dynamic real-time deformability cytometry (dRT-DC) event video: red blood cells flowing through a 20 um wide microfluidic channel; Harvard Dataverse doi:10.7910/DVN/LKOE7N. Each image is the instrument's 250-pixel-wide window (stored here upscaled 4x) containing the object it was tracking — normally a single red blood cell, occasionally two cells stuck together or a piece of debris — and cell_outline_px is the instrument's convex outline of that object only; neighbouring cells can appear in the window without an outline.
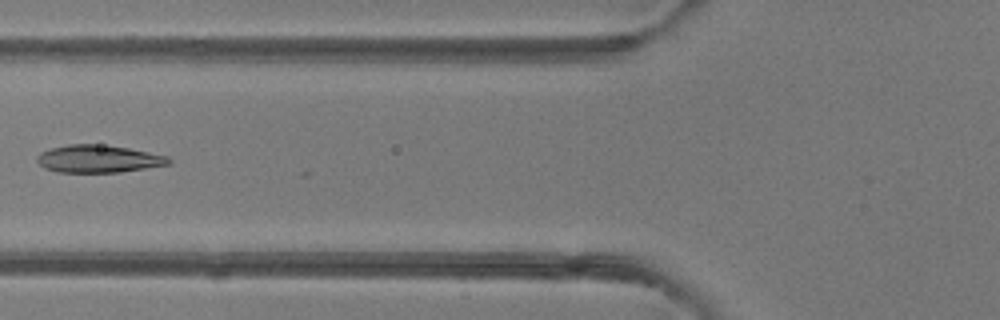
{"species": "common noctule bat (a hibernating species)", "species_latin": "Nyctalus noctula", "temperature_condition": "room temperature", "stored_images_in_passage": 5, "camera_frame_rate_fps": 3000, "um_per_image_px": 0.085, "animal": {"sex": "female"}, "frame": {"image": 1, "passage_image": 5, "time_ms": 5.333, "image_size_px": [1000, 320], "cell_outline_px": [[172, 164], [120, 172], [56, 172], [44, 168], [36, 160], [36, 156], [40, 152], [52, 148], [68, 144], [92, 144], [128, 148], [168, 156], [172, 160]], "centroid_in_image_um": [8.36, 13.51], "position_along_channel_um": 117.4, "area_um2": 21.1}}